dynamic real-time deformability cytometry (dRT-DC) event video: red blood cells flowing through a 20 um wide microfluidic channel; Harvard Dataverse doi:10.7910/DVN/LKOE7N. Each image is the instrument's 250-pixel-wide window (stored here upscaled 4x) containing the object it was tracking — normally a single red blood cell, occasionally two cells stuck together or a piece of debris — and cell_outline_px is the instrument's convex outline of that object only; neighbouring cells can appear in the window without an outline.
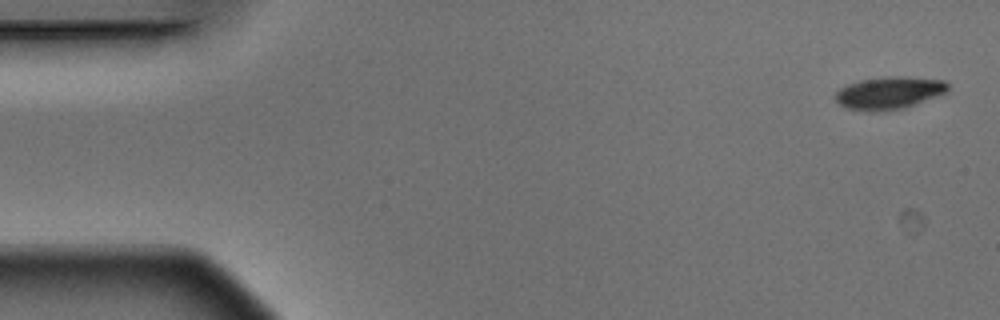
{"species": "Egyptian fruit bat (a non-hibernating species)", "species_latin": "Rousettus aegyptiacus", "temperature_condition": "warm", "stored_images_in_passage": 5, "camera_frame_rate_fps": 3000, "um_per_image_px": 0.085, "animal": {"sex": "male"}, "frame": {"image": 1, "passage_image": 1, "time_ms": 0.0, "image_size_px": [1000, 320], "cell_outline_px": [[948, 88], [944, 92], [904, 108], [884, 112], [868, 112], [844, 108], [836, 100], [836, 92], [840, 88], [848, 84], [860, 80], [888, 76], [904, 76], [944, 80], [948, 84]], "centroid_in_image_um": [75.51, 7.91], "position_along_channel_um": 9.5, "area_um2": 21.27}}
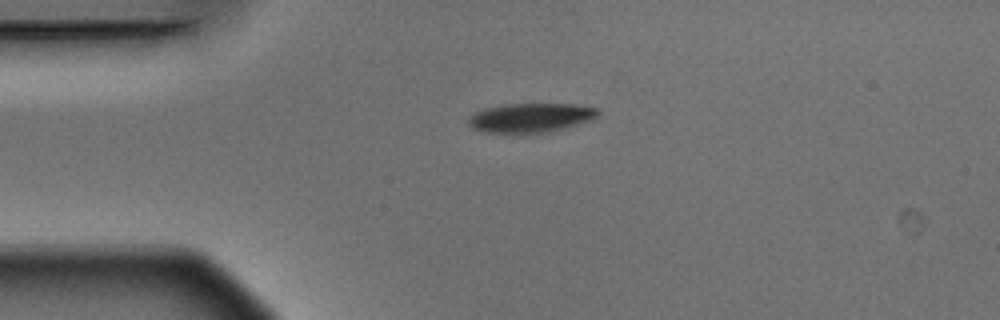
{"frame": {"image": 2, "passage_image": 4, "time_ms": 1.0, "image_size_px": [1000, 320], "cell_outline_px": [[600, 112], [592, 120], [580, 124], [548, 132], [484, 132], [472, 128], [468, 124], [468, 116], [472, 112], [484, 108], [504, 104], [572, 104], [596, 108]], "centroid_in_image_um": [45.07, 9.99], "position_along_channel_um": 39.9, "area_um2": 22.02}}